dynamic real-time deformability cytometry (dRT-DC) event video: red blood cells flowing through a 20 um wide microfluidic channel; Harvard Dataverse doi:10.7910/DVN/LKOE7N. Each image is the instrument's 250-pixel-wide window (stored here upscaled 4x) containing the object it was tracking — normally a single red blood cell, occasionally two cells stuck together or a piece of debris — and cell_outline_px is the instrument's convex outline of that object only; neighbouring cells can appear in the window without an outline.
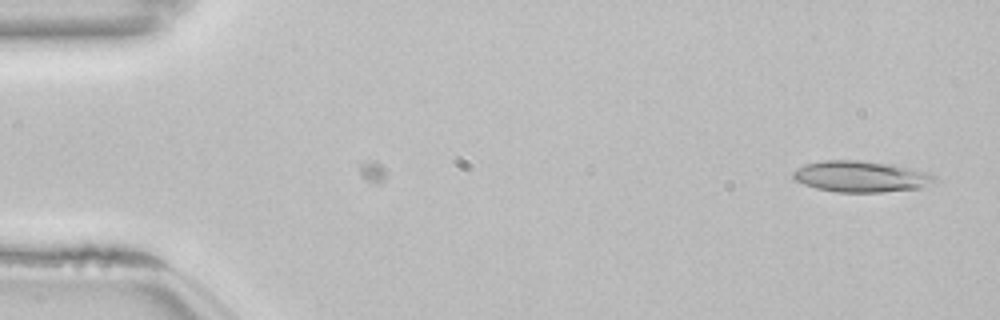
{"species": "common noctule bat (a hibernating species)", "species_latin": "Nyctalus noctula", "temperature_condition": "room temperature", "stored_images_in_passage": 9, "camera_frame_rate_fps": 3000, "um_per_image_px": 0.085, "animal": {"sex": "female", "body_mass_g": 22.7, "forearm_length_mm": 54.2}, "frame": {"image": 1, "passage_image": 9, "time_ms": 2.667, "image_size_px": [1000, 320], "cell_outline_px": [[940, 180], [920, 188], [880, 192], [836, 192], [816, 188], [804, 184], [796, 180], [792, 176], [792, 172], [796, 168], [804, 164], [824, 160], [860, 160], [892, 164], [924, 172], [936, 176]], "centroid_in_image_um": [73.16, 15.0], "position_along_channel_um": 11.8, "area_um2": 25.72}}